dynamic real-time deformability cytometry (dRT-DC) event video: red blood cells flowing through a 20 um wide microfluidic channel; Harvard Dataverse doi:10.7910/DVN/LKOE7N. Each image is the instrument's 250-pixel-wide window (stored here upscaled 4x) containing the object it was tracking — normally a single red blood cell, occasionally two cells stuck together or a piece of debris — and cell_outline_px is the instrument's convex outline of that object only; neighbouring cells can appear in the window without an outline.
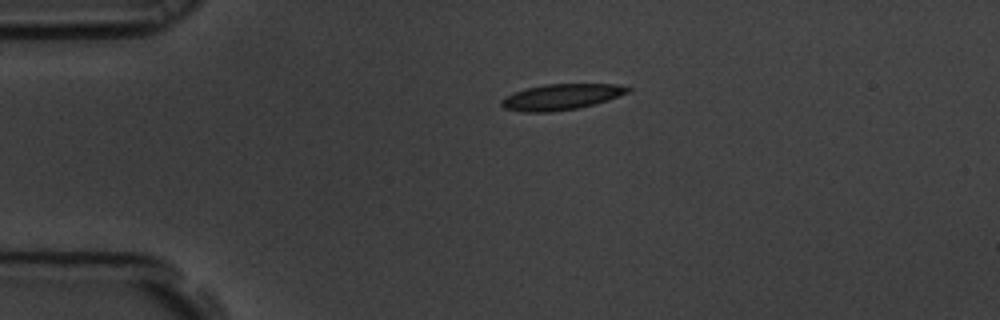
{"species": "common noctule bat (a hibernating species)", "species_latin": "Nyctalus noctula", "temperature_condition": "room temperature", "stored_images_in_passage": 47, "camera_frame_rate_fps": 3000, "um_per_image_px": 0.085, "animal": {"sex": "male", "body_mass_g": 19.5, "forearm_length_mm": 54.6}, "frame": {"image": 1, "passage_image": 1, "time_ms": 0.0, "image_size_px": [1000, 320], "cell_outline_px": [[632, 88], [628, 92], [608, 100], [596, 104], [576, 108], [552, 112], [524, 112], [504, 108], [500, 104], [500, 100], [504, 96], [524, 88], [544, 84], [616, 84]], "centroid_in_image_um": [47.66, 8.23], "position_along_channel_um": 37.3, "area_um2": 19.13}}
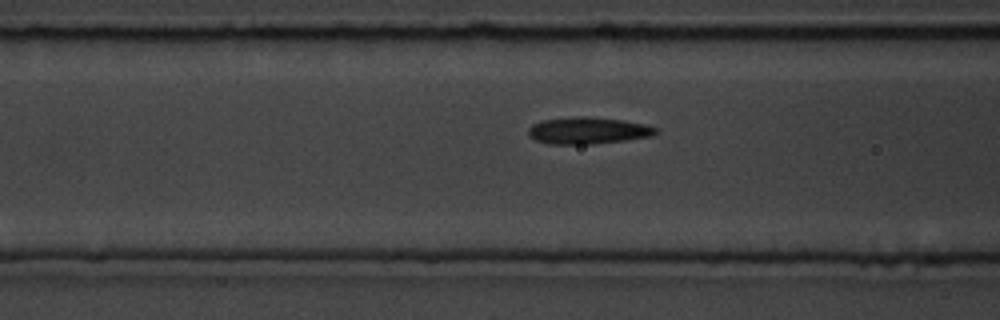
{"frame": {"image": 2, "passage_image": 11, "time_ms": 3.333, "image_size_px": [1000, 320], "cell_outline_px": [[660, 132], [652, 136], [628, 140], [592, 144], [548, 144], [536, 140], [528, 136], [528, 128], [532, 124], [544, 120], [576, 116], [588, 116], [624, 120], [648, 124], [660, 128]], "centroid_in_image_um": [50.05, 11.09], "position_along_channel_um": 116.6, "area_um2": 20.35}}
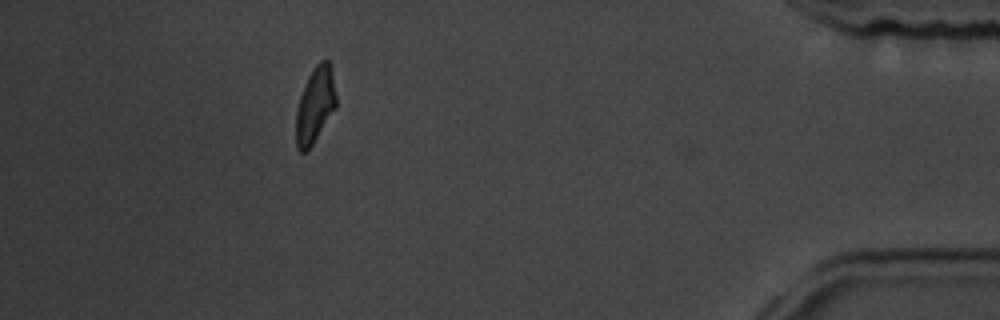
{"frame": {"image": 3, "passage_image": 41, "time_ms": 13.333, "image_size_px": [1000, 320], "cell_outline_px": [[336, 108], [312, 144], [304, 152], [300, 152], [296, 148], [296, 112], [300, 96], [308, 76], [316, 64], [320, 60], [328, 60], [332, 68], [336, 96]], "centroid_in_image_um": [26.79, 8.91], "position_along_channel_um": 408.4, "area_um2": 17.63}, "authors_computed_cell_mechanics": {"area_um2": 18.9584, "velocity_mm_per_s": 3.458, "shape_relaxation_time_tau1_ms": 4.6341, "shape_relaxation_time_tau2_ms": 1.5721, "deformation_change_tau1": 0.1484, "deformation_change_tau2": 0.0917}}